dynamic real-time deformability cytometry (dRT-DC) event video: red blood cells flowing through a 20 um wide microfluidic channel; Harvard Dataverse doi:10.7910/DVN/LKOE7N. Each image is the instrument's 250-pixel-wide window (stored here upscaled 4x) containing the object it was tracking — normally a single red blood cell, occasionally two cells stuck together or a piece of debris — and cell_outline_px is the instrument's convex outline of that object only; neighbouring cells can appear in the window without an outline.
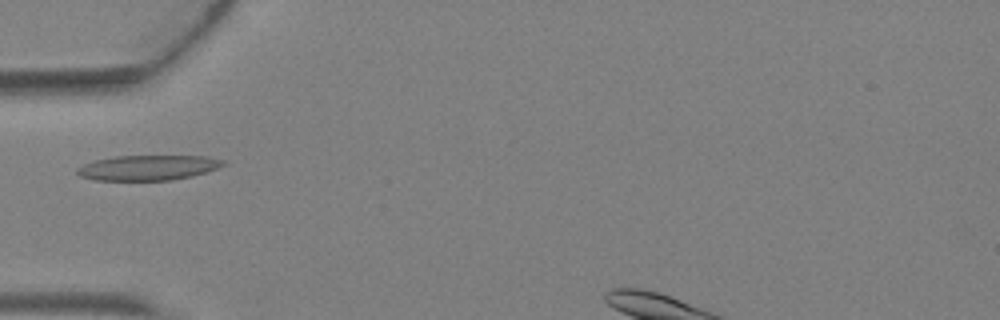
{"species": "Egyptian fruit bat (a non-hibernating species)", "species_latin": "Rousettus aegyptiacus", "temperature_condition": "warm", "stored_images_in_passage": 5, "camera_frame_rate_fps": 3000, "um_per_image_px": 0.085, "animal": {"sex": "female"}, "frame": {"image": 1, "passage_image": 5, "time_ms": 1.333, "image_size_px": [1000, 320], "cell_outline_px": [[228, 164], [192, 176], [172, 180], [96, 180], [80, 176], [76, 172], [76, 168], [84, 164], [96, 160], [116, 156], [208, 156], [224, 160]], "centroid_in_image_um": [12.6, 14.25], "position_along_channel_um": 72.4, "area_um2": 21.27}}